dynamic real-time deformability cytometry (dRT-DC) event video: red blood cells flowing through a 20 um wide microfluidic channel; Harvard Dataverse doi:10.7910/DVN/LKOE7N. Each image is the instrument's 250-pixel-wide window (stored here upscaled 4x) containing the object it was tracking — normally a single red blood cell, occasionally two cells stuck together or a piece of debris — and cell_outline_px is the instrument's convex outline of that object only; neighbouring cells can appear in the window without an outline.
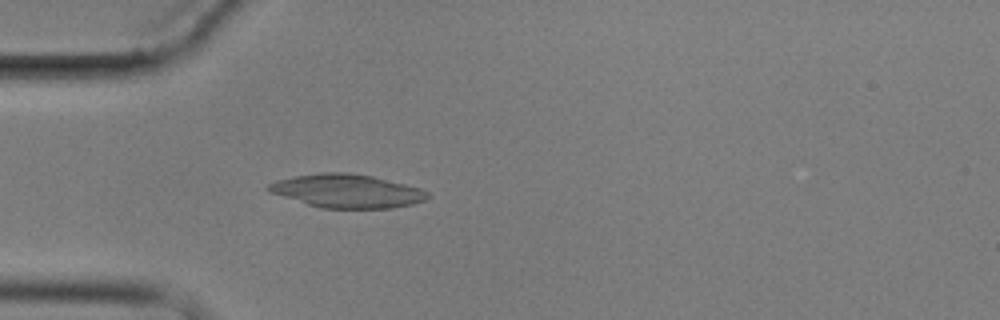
{"species": "common noctule bat (a hibernating species)", "species_latin": "Nyctalus noctula", "temperature_condition": "cold", "stored_images_in_passage": 3, "camera_frame_rate_fps": 3000, "um_per_image_px": 0.085, "animal": {"sex": "male", "body_mass_g": 17.9}, "frame": {"image": 1, "passage_image": 3, "time_ms": 4.0, "image_size_px": [1000, 320], "cell_outline_px": [[432, 196], [424, 200], [412, 204], [392, 208], [320, 208], [268, 192], [264, 188], [268, 184], [276, 180], [296, 176], [320, 172], [348, 172], [372, 176], [420, 188], [428, 192]], "centroid_in_image_um": [29.47, 16.23], "position_along_channel_um": 55.5, "area_um2": 31.1}}